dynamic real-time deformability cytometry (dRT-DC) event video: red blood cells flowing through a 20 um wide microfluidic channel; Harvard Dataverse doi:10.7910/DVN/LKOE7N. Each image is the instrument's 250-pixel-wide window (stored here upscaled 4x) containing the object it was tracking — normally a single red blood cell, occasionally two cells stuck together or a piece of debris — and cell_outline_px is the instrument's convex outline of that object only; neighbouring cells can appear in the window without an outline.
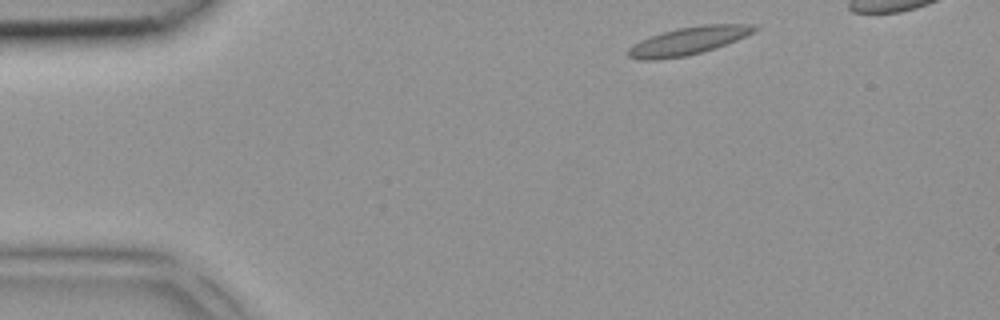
{"species": "common noctule bat (a hibernating species)", "species_latin": "Nyctalus noctula", "temperature_condition": "room temperature", "stored_images_in_passage": 3, "camera_frame_rate_fps": 3000, "um_per_image_px": 0.085, "animal": {"sex": "female", "body_mass_g": 18.4}, "frame": {"image": 1, "passage_image": 1, "time_ms": 0.0, "image_size_px": [1000, 320], "cell_outline_px": [[760, 28], [736, 40], [716, 48], [684, 56], [656, 60], [640, 60], [628, 56], [628, 48], [640, 40], [676, 28], [700, 24], [752, 24]], "centroid_in_image_um": [58.5, 3.46], "position_along_channel_um": 26.5, "area_um2": 20.29}}